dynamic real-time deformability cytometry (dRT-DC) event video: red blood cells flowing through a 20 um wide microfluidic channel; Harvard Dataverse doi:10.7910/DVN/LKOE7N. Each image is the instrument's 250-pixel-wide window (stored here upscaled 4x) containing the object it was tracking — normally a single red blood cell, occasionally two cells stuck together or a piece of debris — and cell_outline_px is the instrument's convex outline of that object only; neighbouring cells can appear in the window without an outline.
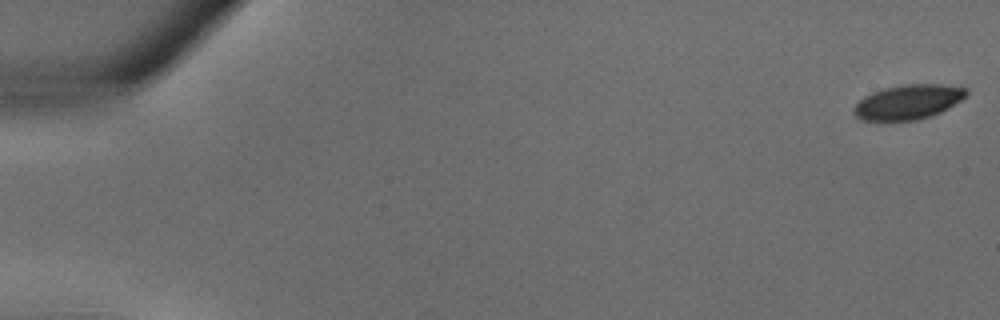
{"species": "common noctule bat (a hibernating species)", "species_latin": "Nyctalus noctula", "temperature_condition": "warm", "stored_images_in_passage": 37, "camera_frame_rate_fps": 3000, "um_per_image_px": 0.085, "animal": {"sex": "male", "body_mass_g": 18.8}, "frame": {"image": 1, "passage_image": 1, "time_ms": 0.0, "image_size_px": [1000, 320], "cell_outline_px": [[968, 92], [960, 100], [948, 108], [940, 112], [916, 120], [860, 120], [852, 112], [852, 108], [864, 96], [872, 92], [884, 88], [904, 84], [940, 84], [968, 88]], "centroid_in_image_um": [77.16, 8.66], "position_along_channel_um": 7.8, "area_um2": 22.54}}
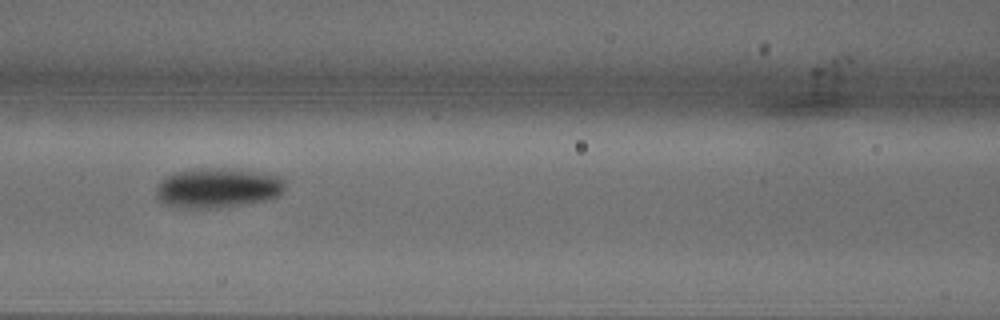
{"frame": {"image": 2, "passage_image": 17, "time_ms": 5.333, "image_size_px": [1000, 320], "cell_outline_px": [[284, 188], [280, 196], [264, 200], [220, 208], [180, 208], [164, 204], [156, 196], [156, 188], [160, 180], [168, 176], [192, 168], [228, 168], [268, 172], [284, 176]], "centroid_in_image_um": [18.55, 15.96], "position_along_channel_um": 148.1, "area_um2": 30.4}}
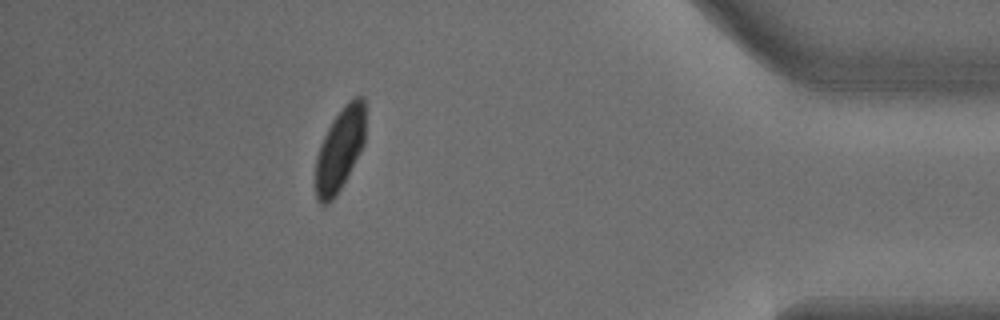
{"frame": {"image": 3, "passage_image": 33, "time_ms": 10.667, "image_size_px": [1000, 320], "cell_outline_px": [[364, 144], [360, 152], [336, 196], [328, 204], [320, 204], [316, 200], [316, 156], [320, 144], [332, 120], [344, 104], [348, 100], [356, 96], [364, 96]], "centroid_in_image_um": [28.87, 12.69], "position_along_channel_um": 406.3, "area_um2": 23.99}}